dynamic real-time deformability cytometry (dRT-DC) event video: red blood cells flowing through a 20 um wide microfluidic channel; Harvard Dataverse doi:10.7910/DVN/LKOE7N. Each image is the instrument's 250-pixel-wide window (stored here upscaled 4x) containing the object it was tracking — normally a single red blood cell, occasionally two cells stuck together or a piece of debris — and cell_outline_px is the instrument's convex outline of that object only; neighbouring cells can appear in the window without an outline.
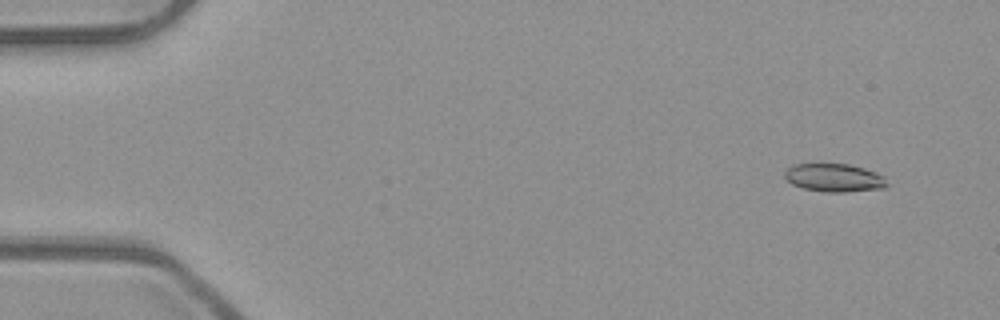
{"species": "common noctule bat (a hibernating species)", "species_latin": "Nyctalus noctula", "temperature_condition": "room temperature", "stored_images_in_passage": 50, "camera_frame_rate_fps": 3000, "um_per_image_px": 0.085, "animal": {"sex": "male", "body_mass_g": 23.1, "forearm_length_mm": 52.7}, "frame": {"image": 1, "passage_image": 1, "time_ms": 0.0, "image_size_px": [1000, 320], "cell_outline_px": [[888, 184], [884, 188], [844, 192], [824, 192], [804, 188], [792, 184], [784, 176], [784, 172], [792, 164], [848, 164], [864, 168], [876, 172], [884, 176]], "centroid_in_image_um": [70.92, 15.11], "position_along_channel_um": 14.1, "area_um2": 16.76}}
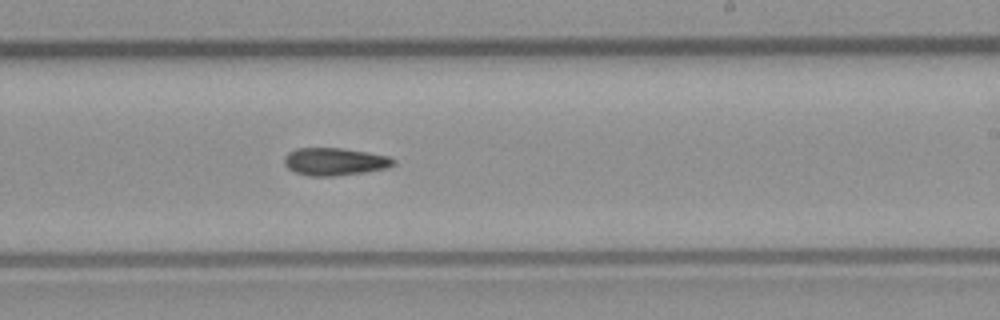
{"frame": {"image": 2, "passage_image": 29, "time_ms": 9.333, "image_size_px": [1000, 320], "cell_outline_px": [[396, 164], [384, 168], [364, 172], [332, 176], [308, 176], [296, 172], [288, 168], [284, 164], [284, 156], [288, 152], [296, 148], [340, 148], [368, 152], [388, 156], [396, 160]], "centroid_in_image_um": [28.43, 13.73], "position_along_channel_um": 260.6, "area_um2": 17.51}}
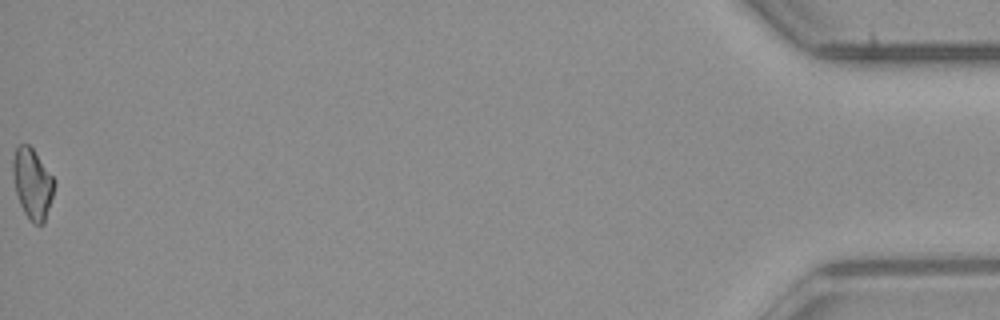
{"frame": {"image": 3, "passage_image": 50, "time_ms": 16.333, "image_size_px": [1000, 320], "cell_outline_px": [[56, 184], [44, 224], [32, 224], [24, 212], [20, 204], [16, 192], [12, 172], [12, 160], [16, 148], [20, 144], [28, 144], [32, 148], [56, 180]], "centroid_in_image_um": [2.76, 15.61], "position_along_channel_um": 432.4, "area_um2": 17.05}}